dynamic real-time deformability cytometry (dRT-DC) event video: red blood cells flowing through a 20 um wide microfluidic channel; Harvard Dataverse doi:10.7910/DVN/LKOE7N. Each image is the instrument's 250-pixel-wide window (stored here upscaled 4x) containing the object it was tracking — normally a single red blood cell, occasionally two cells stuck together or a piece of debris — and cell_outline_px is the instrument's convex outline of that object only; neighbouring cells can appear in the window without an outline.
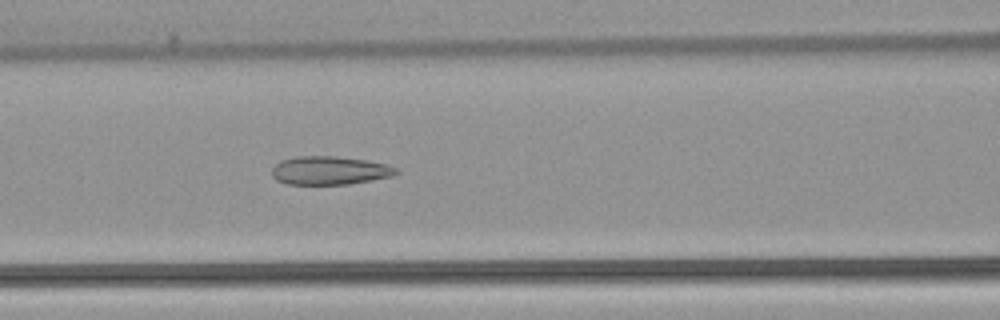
{"species": "common noctule bat (a hibernating species)", "species_latin": "Nyctalus noctula", "temperature_condition": "warm", "stored_images_in_passage": 39, "camera_frame_rate_fps": 3000, "um_per_image_px": 0.085, "animal": {"sex": "female", "body_mass_g": 22.7, "forearm_length_mm": 54.2}, "frame": {"image": 1, "passage_image": 13, "time_ms": 4.0, "image_size_px": [1000, 320], "cell_outline_px": [[400, 172], [392, 176], [348, 184], [288, 184], [276, 180], [272, 176], [272, 168], [280, 160], [296, 156], [336, 156], [368, 160], [388, 164], [400, 168]], "centroid_in_image_um": [28.05, 14.48], "position_along_channel_um": 138.6, "area_um2": 20.81}}
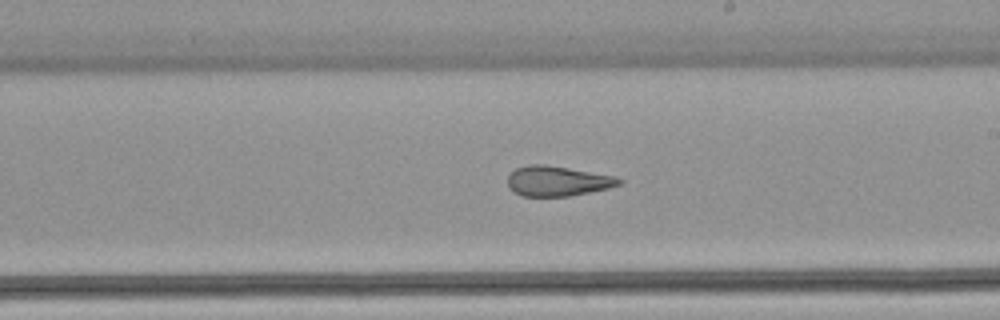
{"frame": {"image": 2, "passage_image": 21, "time_ms": 6.667, "image_size_px": [1000, 320], "cell_outline_px": [[624, 180], [620, 184], [608, 188], [568, 196], [520, 196], [508, 188], [508, 176], [516, 168], [528, 164], [544, 164], [616, 176]], "centroid_in_image_um": [47.36, 15.39], "position_along_channel_um": 241.6, "area_um2": 19.48}}
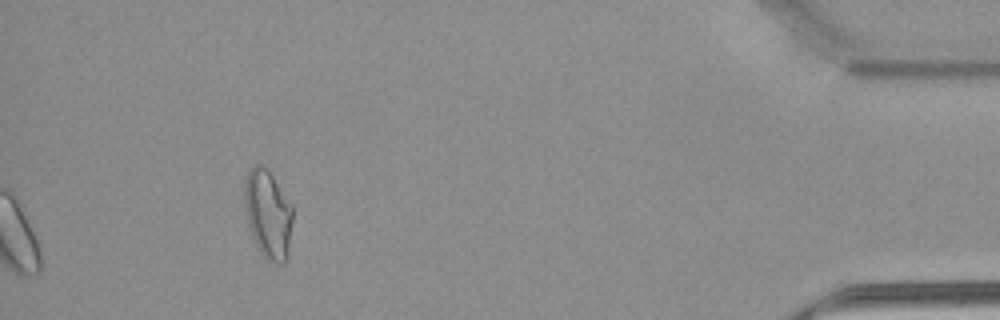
{"frame": {"image": 3, "passage_image": 39, "time_ms": 12.667, "image_size_px": [1000, 320], "cell_outline_px": [[292, 220], [288, 256], [284, 264], [276, 264], [264, 260], [252, 236], [248, 224], [244, 204], [244, 180], [248, 168], [252, 164], [260, 164], [268, 168], [292, 204]], "centroid_in_image_um": [22.77, 18.18], "position_along_channel_um": 412.4, "area_um2": 25.55}, "authors_computed_cell_mechanics": {"area_um2": 20.808, "velocity_mm_per_s": 3.8867, "shape_relaxation_time_tau1_ms": null, "shape_relaxation_time_tau2_ms": 2.1315, "deformation_change_tau1": null, "deformation_change_tau2": 0.1031}}